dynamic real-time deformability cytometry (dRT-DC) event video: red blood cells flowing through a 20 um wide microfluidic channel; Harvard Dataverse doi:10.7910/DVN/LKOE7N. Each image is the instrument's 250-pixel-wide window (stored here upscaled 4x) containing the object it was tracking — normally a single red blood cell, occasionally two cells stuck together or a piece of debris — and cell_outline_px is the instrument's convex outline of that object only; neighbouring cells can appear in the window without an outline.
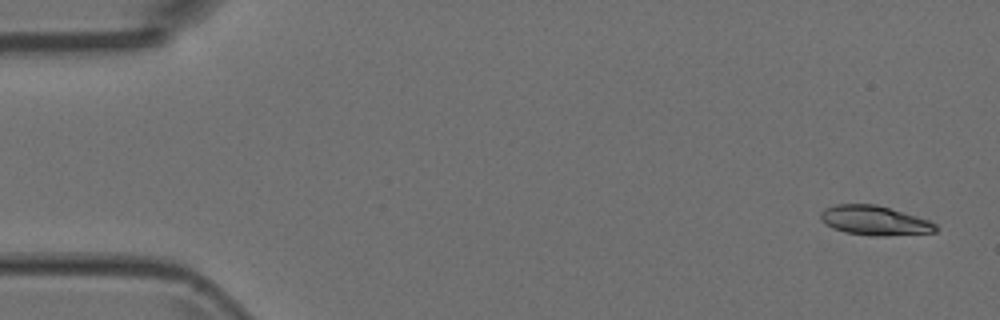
{"species": "Egyptian fruit bat (a non-hibernating species)", "species_latin": "Rousettus aegyptiacus", "temperature_condition": "room temperature", "stored_images_in_passage": 5, "segment_of_instrument_passage": [1, 2], "camera_frame_rate_fps": 3000, "um_per_image_px": 0.085, "animal": {"sex": "female"}, "frame": {"image": 1, "passage_image": 1, "time_ms": 0.0, "image_size_px": [1000, 320], "cell_outline_px": [[936, 232], [880, 236], [872, 236], [844, 232], [832, 228], [824, 224], [820, 220], [820, 212], [824, 208], [836, 204], [876, 204], [916, 216], [928, 220], [936, 224]], "centroid_in_image_um": [74.27, 18.74], "position_along_channel_um": 10.7, "area_um2": 19.77}}